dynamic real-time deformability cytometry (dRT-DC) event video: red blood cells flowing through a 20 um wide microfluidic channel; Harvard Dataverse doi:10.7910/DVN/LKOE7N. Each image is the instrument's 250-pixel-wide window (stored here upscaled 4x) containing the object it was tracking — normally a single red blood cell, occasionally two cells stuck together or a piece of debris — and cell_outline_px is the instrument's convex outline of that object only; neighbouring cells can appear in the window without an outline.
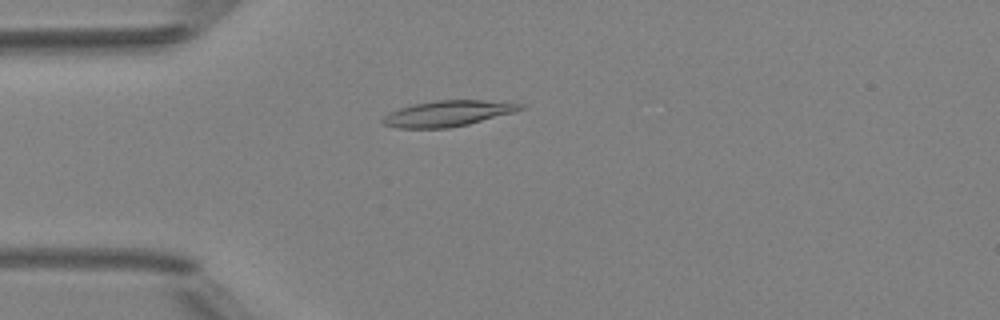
{"species": "Egyptian fruit bat (a non-hibernating species)", "species_latin": "Rousettus aegyptiacus", "temperature_condition": "room temperature", "stored_images_in_passage": 2, "camera_frame_rate_fps": 3000, "um_per_image_px": 0.085, "animal": {"sex": "female"}, "frame": {"image": 1, "passage_image": 1, "time_ms": 0.0, "image_size_px": [1000, 320], "cell_outline_px": [[524, 108], [516, 112], [468, 124], [448, 128], [396, 128], [384, 124], [380, 120], [384, 116], [400, 108], [412, 104], [436, 100], [484, 100], [524, 104]], "centroid_in_image_um": [38.08, 9.64], "position_along_channel_um": 46.9, "area_um2": 20.63}}